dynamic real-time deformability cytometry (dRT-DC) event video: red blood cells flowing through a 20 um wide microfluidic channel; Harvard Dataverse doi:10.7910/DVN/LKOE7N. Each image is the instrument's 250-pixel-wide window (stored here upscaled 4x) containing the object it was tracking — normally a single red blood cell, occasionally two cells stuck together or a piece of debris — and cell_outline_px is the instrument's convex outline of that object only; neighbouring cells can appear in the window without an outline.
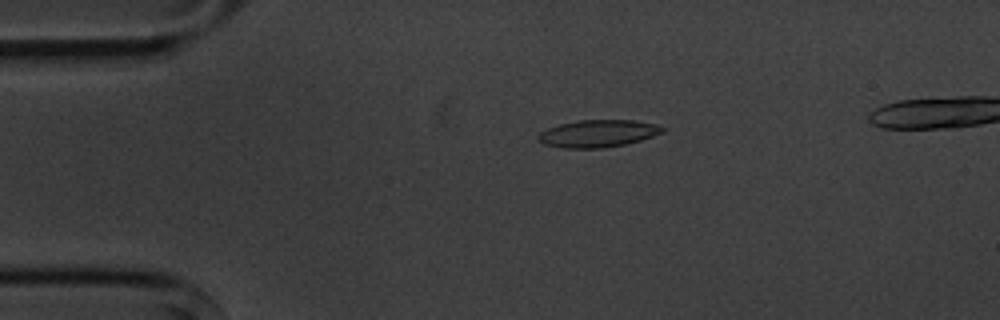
{"species": "common noctule bat (a hibernating species)", "species_latin": "Nyctalus noctula", "temperature_condition": "cold", "stored_images_in_passage": 6, "camera_frame_rate_fps": 3000, "um_per_image_px": 0.085, "animal": {"sex": "male", "body_mass_g": 20.1, "forearm_length_mm": 53.5}, "frame": {"image": 1, "passage_image": 4, "time_ms": 3.333, "image_size_px": [1000, 320], "cell_outline_px": [[668, 128], [664, 132], [640, 140], [624, 144], [604, 148], [564, 148], [544, 144], [536, 136], [540, 132], [548, 128], [560, 124], [580, 120], [632, 120], [656, 124]], "centroid_in_image_um": [50.85, 11.34], "position_along_channel_um": 34.2, "area_um2": 19.71}}